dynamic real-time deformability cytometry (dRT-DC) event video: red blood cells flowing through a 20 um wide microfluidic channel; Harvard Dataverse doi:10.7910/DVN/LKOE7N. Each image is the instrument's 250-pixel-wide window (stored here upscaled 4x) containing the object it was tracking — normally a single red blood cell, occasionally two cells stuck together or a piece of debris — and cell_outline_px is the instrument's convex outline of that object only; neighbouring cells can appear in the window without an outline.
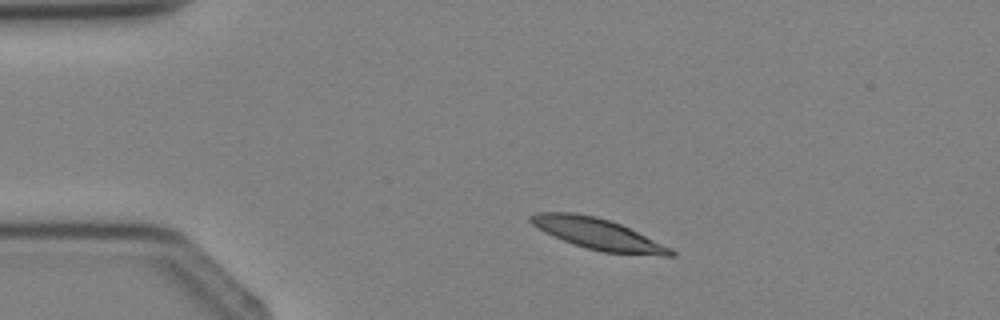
{"species": "Egyptian fruit bat (a non-hibernating species)", "species_latin": "Rousettus aegyptiacus", "temperature_condition": "cold", "stored_images_in_passage": 2, "camera_frame_rate_fps": 3000, "um_per_image_px": 0.085, "animal": {"sex": "female"}, "frame": {"image": 1, "passage_image": 1, "time_ms": 0.0, "image_size_px": [1000, 320], "cell_outline_px": [[676, 256], [664, 256], [604, 252], [588, 248], [564, 240], [544, 232], [532, 224], [528, 220], [528, 216], [536, 212], [572, 212], [596, 216], [620, 224], [672, 248], [676, 252]], "centroid_in_image_um": [50.82, 19.88], "position_along_channel_um": 34.2, "area_um2": 25.14}}